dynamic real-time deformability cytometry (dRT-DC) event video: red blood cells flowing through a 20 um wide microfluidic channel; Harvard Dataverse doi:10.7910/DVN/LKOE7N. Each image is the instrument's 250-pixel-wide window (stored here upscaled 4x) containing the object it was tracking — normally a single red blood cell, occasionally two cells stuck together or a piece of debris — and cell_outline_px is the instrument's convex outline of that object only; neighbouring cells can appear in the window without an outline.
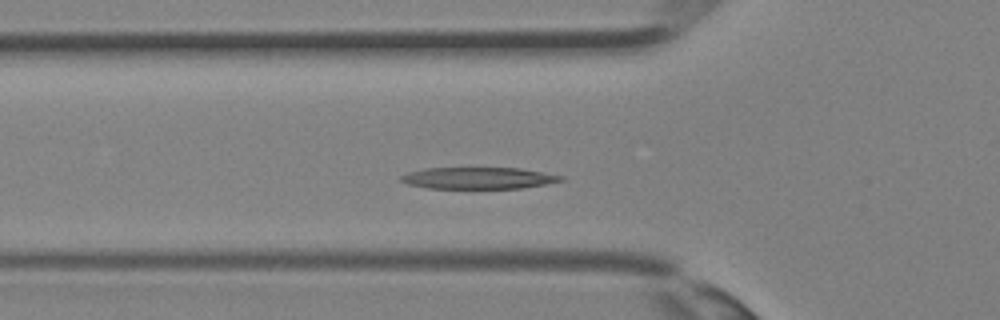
{"species": "Egyptian fruit bat (a non-hibernating species)", "species_latin": "Rousettus aegyptiacus", "temperature_condition": "room temperature", "stored_images_in_passage": 28, "camera_frame_rate_fps": 3000, "um_per_image_px": 0.085, "animal": {"sex": "female"}, "frame": {"image": 1, "passage_image": 4, "time_ms": 1.0, "image_size_px": [1000, 320], "cell_outline_px": [[564, 180], [524, 188], [428, 188], [408, 184], [400, 180], [400, 176], [408, 172], [424, 168], [520, 168], [544, 172], [564, 176]], "centroid_in_image_um": [40.67, 15.13], "position_along_channel_um": 85.1, "area_um2": 20.11}}
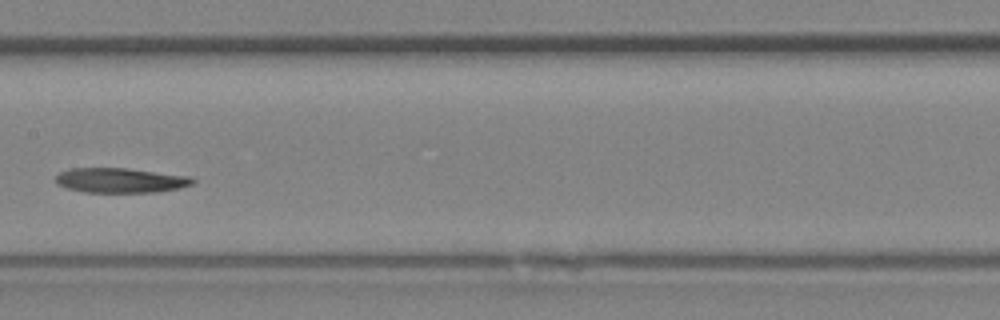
{"frame": {"image": 2, "passage_image": 10, "time_ms": 3.0, "image_size_px": [1000, 320], "cell_outline_px": [[196, 180], [192, 184], [180, 188], [156, 192], [84, 192], [68, 188], [56, 184], [56, 176], [60, 172], [68, 168], [128, 168], [192, 176]], "centroid_in_image_um": [10.26, 15.32], "position_along_channel_um": 197.1, "area_um2": 19.94}}
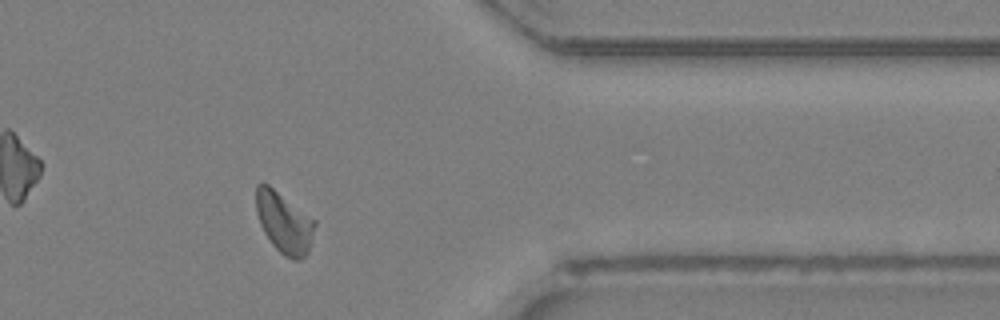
{"frame": {"image": 3, "passage_image": 21, "time_ms": 6.667, "image_size_px": [1000, 320], "cell_outline_px": [[316, 224], [308, 252], [300, 260], [292, 260], [284, 256], [272, 244], [264, 232], [260, 224], [256, 212], [256, 184], [260, 180], [268, 184], [316, 220]], "centroid_in_image_um": [24.14, 18.9], "position_along_channel_um": 387.3, "area_um2": 20.98}}